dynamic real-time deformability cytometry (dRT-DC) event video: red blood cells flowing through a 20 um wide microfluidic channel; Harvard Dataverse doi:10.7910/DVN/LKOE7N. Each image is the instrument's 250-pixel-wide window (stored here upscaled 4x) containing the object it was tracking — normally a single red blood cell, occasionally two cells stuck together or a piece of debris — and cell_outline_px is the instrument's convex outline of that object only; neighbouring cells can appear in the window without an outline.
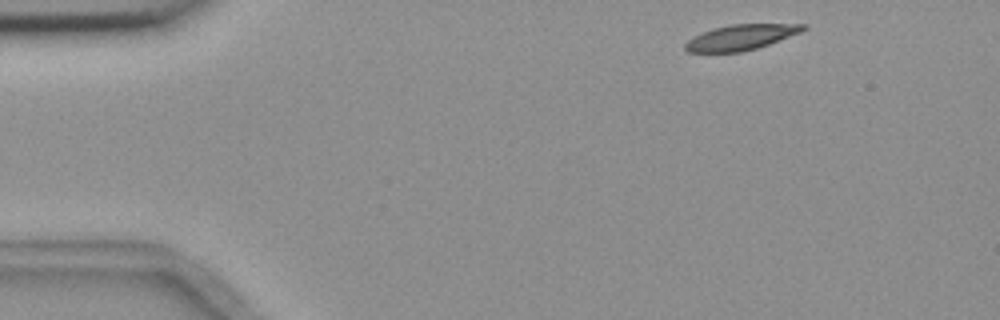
{"species": "common noctule bat (a hibernating species)", "species_latin": "Nyctalus noctula", "temperature_condition": "room temperature", "stored_images_in_passage": 5, "camera_frame_rate_fps": 3000, "um_per_image_px": 0.085, "animal": {"sex": "female", "body_mass_g": 18.4}, "frame": {"image": 1, "passage_image": 1, "time_ms": 0.0, "image_size_px": [1000, 320], "cell_outline_px": [[808, 28], [800, 32], [768, 44], [756, 48], [740, 52], [688, 52], [684, 48], [684, 44], [688, 40], [712, 28], [732, 24], [808, 24]], "centroid_in_image_um": [62.98, 3.16], "position_along_channel_um": 22.0, "area_um2": 17.22}}
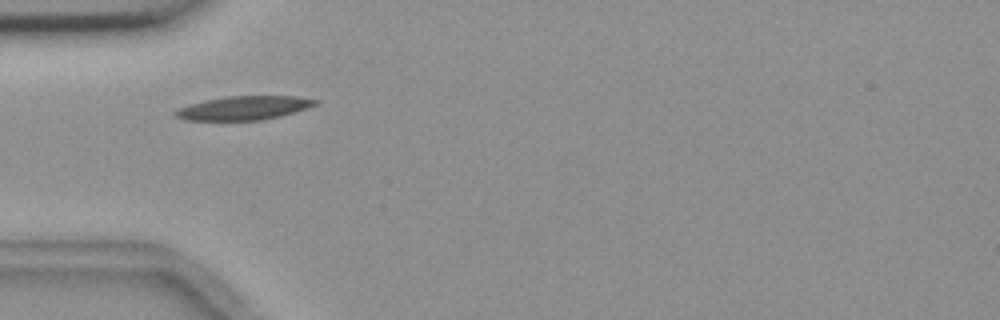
{"frame": {"image": 2, "passage_image": 4, "time_ms": 3.333, "image_size_px": [1000, 320], "cell_outline_px": [[320, 100], [316, 104], [280, 116], [260, 120], [184, 120], [176, 116], [172, 112], [180, 108], [204, 100], [228, 96], [296, 96]], "centroid_in_image_um": [20.7, 9.17], "position_along_channel_um": 64.3, "area_um2": 19.07}}